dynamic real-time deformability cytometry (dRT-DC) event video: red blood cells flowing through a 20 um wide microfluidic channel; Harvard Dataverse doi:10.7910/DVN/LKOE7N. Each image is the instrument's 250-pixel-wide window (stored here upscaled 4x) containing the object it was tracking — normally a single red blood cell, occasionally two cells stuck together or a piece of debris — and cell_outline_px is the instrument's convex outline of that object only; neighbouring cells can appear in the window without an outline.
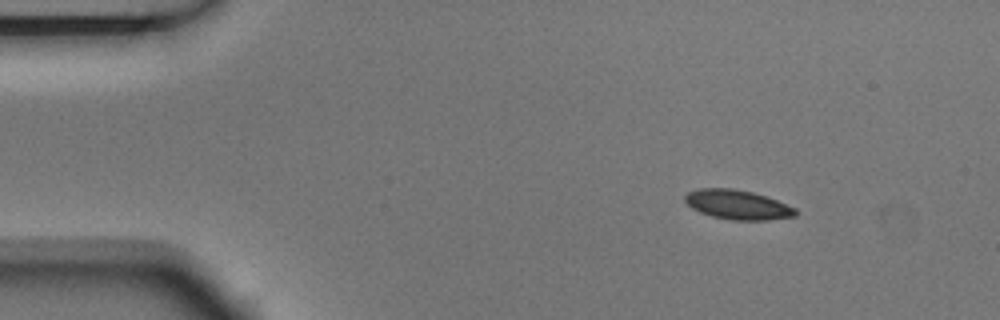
{"species": "Egyptian fruit bat (a non-hibernating species)", "species_latin": "Rousettus aegyptiacus", "temperature_condition": "room temperature", "stored_images_in_passage": 6, "camera_frame_rate_fps": 3000, "um_per_image_px": 0.085, "animal": {"sex": "male"}, "frame": {"image": 1, "passage_image": 1, "time_ms": 0.0, "image_size_px": [1000, 320], "cell_outline_px": [[796, 216], [768, 220], [732, 220], [712, 216], [700, 212], [692, 208], [684, 200], [684, 196], [688, 192], [700, 188], [732, 188], [752, 192], [776, 200], [796, 208]], "centroid_in_image_um": [62.68, 17.4], "position_along_channel_um": 22.3, "area_um2": 18.84}}
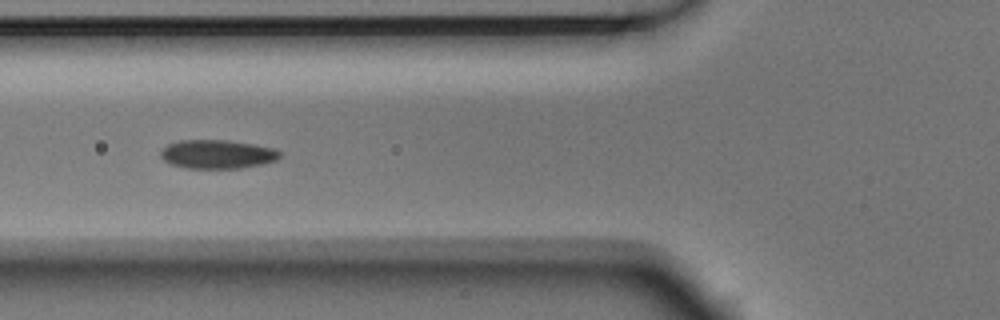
{"frame": {"image": 2, "passage_image": 4, "time_ms": 1.0, "image_size_px": [1000, 320], "cell_outline_px": [[280, 156], [276, 160], [260, 164], [240, 168], [188, 168], [172, 164], [164, 160], [160, 156], [160, 152], [168, 144], [180, 140], [228, 140], [252, 144], [272, 148], [280, 152]], "centroid_in_image_um": [18.44, 13.1], "position_along_channel_um": 107.4, "area_um2": 19.71}}
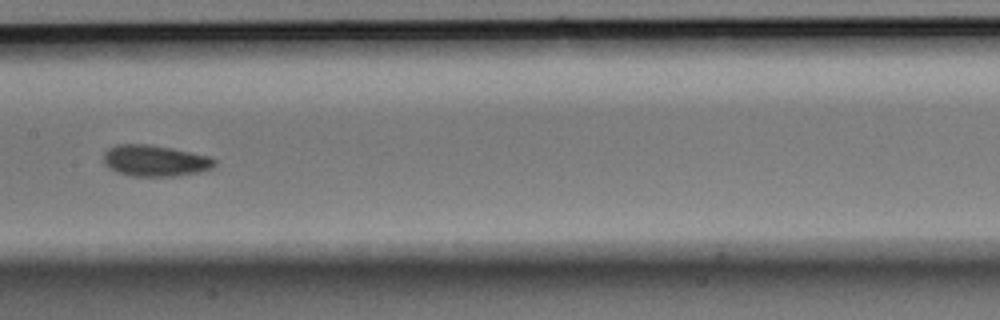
{"frame": {"image": 3, "passage_image": 6, "time_ms": 1.667, "image_size_px": [1000, 320], "cell_outline_px": [[216, 164], [212, 168], [200, 172], [176, 176], [132, 176], [116, 172], [104, 164], [104, 152], [108, 148], [116, 144], [148, 144], [172, 148], [212, 156], [216, 160]], "centroid_in_image_um": [13.2, 13.65], "position_along_channel_um": 194.2, "area_um2": 20.46}}